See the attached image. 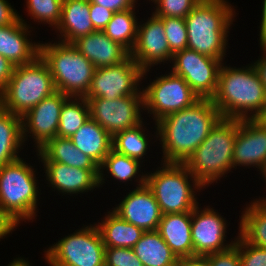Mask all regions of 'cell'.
<instances>
[{
  "label": "cell",
  "mask_w": 266,
  "mask_h": 266,
  "mask_svg": "<svg viewBox=\"0 0 266 266\" xmlns=\"http://www.w3.org/2000/svg\"><path fill=\"white\" fill-rule=\"evenodd\" d=\"M221 118L211 99L200 98L157 121L155 135L162 145L161 162L184 163Z\"/></svg>",
  "instance_id": "obj_1"
},
{
  "label": "cell",
  "mask_w": 266,
  "mask_h": 266,
  "mask_svg": "<svg viewBox=\"0 0 266 266\" xmlns=\"http://www.w3.org/2000/svg\"><path fill=\"white\" fill-rule=\"evenodd\" d=\"M211 100L222 118L253 119L266 103V91L252 63L242 68L223 63Z\"/></svg>",
  "instance_id": "obj_2"
},
{
  "label": "cell",
  "mask_w": 266,
  "mask_h": 266,
  "mask_svg": "<svg viewBox=\"0 0 266 266\" xmlns=\"http://www.w3.org/2000/svg\"><path fill=\"white\" fill-rule=\"evenodd\" d=\"M235 14L227 0H201L185 17L187 48L223 61Z\"/></svg>",
  "instance_id": "obj_3"
},
{
  "label": "cell",
  "mask_w": 266,
  "mask_h": 266,
  "mask_svg": "<svg viewBox=\"0 0 266 266\" xmlns=\"http://www.w3.org/2000/svg\"><path fill=\"white\" fill-rule=\"evenodd\" d=\"M237 119L221 118L207 138L184 162L193 177L205 188L233 168Z\"/></svg>",
  "instance_id": "obj_4"
},
{
  "label": "cell",
  "mask_w": 266,
  "mask_h": 266,
  "mask_svg": "<svg viewBox=\"0 0 266 266\" xmlns=\"http://www.w3.org/2000/svg\"><path fill=\"white\" fill-rule=\"evenodd\" d=\"M39 56L47 64L57 91L68 97L88 94L96 68L72 43H40Z\"/></svg>",
  "instance_id": "obj_5"
},
{
  "label": "cell",
  "mask_w": 266,
  "mask_h": 266,
  "mask_svg": "<svg viewBox=\"0 0 266 266\" xmlns=\"http://www.w3.org/2000/svg\"><path fill=\"white\" fill-rule=\"evenodd\" d=\"M56 91L47 64L38 56L32 63L15 66L12 77L0 92V107L22 117Z\"/></svg>",
  "instance_id": "obj_6"
},
{
  "label": "cell",
  "mask_w": 266,
  "mask_h": 266,
  "mask_svg": "<svg viewBox=\"0 0 266 266\" xmlns=\"http://www.w3.org/2000/svg\"><path fill=\"white\" fill-rule=\"evenodd\" d=\"M161 163L158 170L146 173V185L153 192L162 214L192 212L199 205L195 193L204 187L184 163Z\"/></svg>",
  "instance_id": "obj_7"
},
{
  "label": "cell",
  "mask_w": 266,
  "mask_h": 266,
  "mask_svg": "<svg viewBox=\"0 0 266 266\" xmlns=\"http://www.w3.org/2000/svg\"><path fill=\"white\" fill-rule=\"evenodd\" d=\"M23 160L19 158L0 168V205L17 225L37 216L40 190L36 170Z\"/></svg>",
  "instance_id": "obj_8"
},
{
  "label": "cell",
  "mask_w": 266,
  "mask_h": 266,
  "mask_svg": "<svg viewBox=\"0 0 266 266\" xmlns=\"http://www.w3.org/2000/svg\"><path fill=\"white\" fill-rule=\"evenodd\" d=\"M44 252L49 266H105V245L96 223L75 230Z\"/></svg>",
  "instance_id": "obj_9"
},
{
  "label": "cell",
  "mask_w": 266,
  "mask_h": 266,
  "mask_svg": "<svg viewBox=\"0 0 266 266\" xmlns=\"http://www.w3.org/2000/svg\"><path fill=\"white\" fill-rule=\"evenodd\" d=\"M142 92L144 110L153 115L155 123L200 99L186 81L172 71L156 77L145 89L142 88Z\"/></svg>",
  "instance_id": "obj_10"
},
{
  "label": "cell",
  "mask_w": 266,
  "mask_h": 266,
  "mask_svg": "<svg viewBox=\"0 0 266 266\" xmlns=\"http://www.w3.org/2000/svg\"><path fill=\"white\" fill-rule=\"evenodd\" d=\"M90 118L103 127L112 137L120 131L134 128L143 122V92L138 95L106 98H86Z\"/></svg>",
  "instance_id": "obj_11"
},
{
  "label": "cell",
  "mask_w": 266,
  "mask_h": 266,
  "mask_svg": "<svg viewBox=\"0 0 266 266\" xmlns=\"http://www.w3.org/2000/svg\"><path fill=\"white\" fill-rule=\"evenodd\" d=\"M222 62L185 48L173 55L171 71L182 77L199 98L211 99L217 90Z\"/></svg>",
  "instance_id": "obj_12"
},
{
  "label": "cell",
  "mask_w": 266,
  "mask_h": 266,
  "mask_svg": "<svg viewBox=\"0 0 266 266\" xmlns=\"http://www.w3.org/2000/svg\"><path fill=\"white\" fill-rule=\"evenodd\" d=\"M143 69L130 56L124 62L95 69L88 94L85 98L113 100L122 96L138 95Z\"/></svg>",
  "instance_id": "obj_13"
},
{
  "label": "cell",
  "mask_w": 266,
  "mask_h": 266,
  "mask_svg": "<svg viewBox=\"0 0 266 266\" xmlns=\"http://www.w3.org/2000/svg\"><path fill=\"white\" fill-rule=\"evenodd\" d=\"M173 55L160 17L152 13L145 23H138L137 39L130 56L144 70L143 75L147 76L154 65L172 61Z\"/></svg>",
  "instance_id": "obj_14"
},
{
  "label": "cell",
  "mask_w": 266,
  "mask_h": 266,
  "mask_svg": "<svg viewBox=\"0 0 266 266\" xmlns=\"http://www.w3.org/2000/svg\"><path fill=\"white\" fill-rule=\"evenodd\" d=\"M210 206L204 209L197 205L192 211L191 234L193 255H208L224 251L235 244L234 241H226V218Z\"/></svg>",
  "instance_id": "obj_15"
},
{
  "label": "cell",
  "mask_w": 266,
  "mask_h": 266,
  "mask_svg": "<svg viewBox=\"0 0 266 266\" xmlns=\"http://www.w3.org/2000/svg\"><path fill=\"white\" fill-rule=\"evenodd\" d=\"M68 98L62 92L56 91L22 116L24 143L28 136H31L36 145L34 147L38 150L48 140L57 136L61 108ZM29 133L31 135H28Z\"/></svg>",
  "instance_id": "obj_16"
},
{
  "label": "cell",
  "mask_w": 266,
  "mask_h": 266,
  "mask_svg": "<svg viewBox=\"0 0 266 266\" xmlns=\"http://www.w3.org/2000/svg\"><path fill=\"white\" fill-rule=\"evenodd\" d=\"M129 191L113 211L144 232L158 230L163 214L151 189L145 184Z\"/></svg>",
  "instance_id": "obj_17"
},
{
  "label": "cell",
  "mask_w": 266,
  "mask_h": 266,
  "mask_svg": "<svg viewBox=\"0 0 266 266\" xmlns=\"http://www.w3.org/2000/svg\"><path fill=\"white\" fill-rule=\"evenodd\" d=\"M266 162V128L254 119H237V134L233 150V168L256 167L260 171Z\"/></svg>",
  "instance_id": "obj_18"
},
{
  "label": "cell",
  "mask_w": 266,
  "mask_h": 266,
  "mask_svg": "<svg viewBox=\"0 0 266 266\" xmlns=\"http://www.w3.org/2000/svg\"><path fill=\"white\" fill-rule=\"evenodd\" d=\"M46 180L59 193L80 194L99 188V171L74 168L59 162H42Z\"/></svg>",
  "instance_id": "obj_19"
},
{
  "label": "cell",
  "mask_w": 266,
  "mask_h": 266,
  "mask_svg": "<svg viewBox=\"0 0 266 266\" xmlns=\"http://www.w3.org/2000/svg\"><path fill=\"white\" fill-rule=\"evenodd\" d=\"M29 28L32 27L20 15L15 23L0 26V55L14 66L32 63L39 56L40 43L32 42L27 37L31 36Z\"/></svg>",
  "instance_id": "obj_20"
},
{
  "label": "cell",
  "mask_w": 266,
  "mask_h": 266,
  "mask_svg": "<svg viewBox=\"0 0 266 266\" xmlns=\"http://www.w3.org/2000/svg\"><path fill=\"white\" fill-rule=\"evenodd\" d=\"M95 68L118 65L130 57L121 44L112 41L103 31H95L72 43Z\"/></svg>",
  "instance_id": "obj_21"
},
{
  "label": "cell",
  "mask_w": 266,
  "mask_h": 266,
  "mask_svg": "<svg viewBox=\"0 0 266 266\" xmlns=\"http://www.w3.org/2000/svg\"><path fill=\"white\" fill-rule=\"evenodd\" d=\"M56 29L60 33L59 41L64 43H73L78 38L95 32L90 19V1L63 0L61 18Z\"/></svg>",
  "instance_id": "obj_22"
},
{
  "label": "cell",
  "mask_w": 266,
  "mask_h": 266,
  "mask_svg": "<svg viewBox=\"0 0 266 266\" xmlns=\"http://www.w3.org/2000/svg\"><path fill=\"white\" fill-rule=\"evenodd\" d=\"M192 212L163 214L158 232L177 258L193 255Z\"/></svg>",
  "instance_id": "obj_23"
},
{
  "label": "cell",
  "mask_w": 266,
  "mask_h": 266,
  "mask_svg": "<svg viewBox=\"0 0 266 266\" xmlns=\"http://www.w3.org/2000/svg\"><path fill=\"white\" fill-rule=\"evenodd\" d=\"M36 151L41 162H59L74 168L99 170V165L76 148L70 138L56 136Z\"/></svg>",
  "instance_id": "obj_24"
},
{
  "label": "cell",
  "mask_w": 266,
  "mask_h": 266,
  "mask_svg": "<svg viewBox=\"0 0 266 266\" xmlns=\"http://www.w3.org/2000/svg\"><path fill=\"white\" fill-rule=\"evenodd\" d=\"M76 148L99 166L112 150L113 137L96 121L89 118L70 138Z\"/></svg>",
  "instance_id": "obj_25"
},
{
  "label": "cell",
  "mask_w": 266,
  "mask_h": 266,
  "mask_svg": "<svg viewBox=\"0 0 266 266\" xmlns=\"http://www.w3.org/2000/svg\"><path fill=\"white\" fill-rule=\"evenodd\" d=\"M107 213L101 222L96 223L105 248H133L144 231L122 219L113 210Z\"/></svg>",
  "instance_id": "obj_26"
},
{
  "label": "cell",
  "mask_w": 266,
  "mask_h": 266,
  "mask_svg": "<svg viewBox=\"0 0 266 266\" xmlns=\"http://www.w3.org/2000/svg\"><path fill=\"white\" fill-rule=\"evenodd\" d=\"M22 145V117L0 107V168L21 158L18 153Z\"/></svg>",
  "instance_id": "obj_27"
},
{
  "label": "cell",
  "mask_w": 266,
  "mask_h": 266,
  "mask_svg": "<svg viewBox=\"0 0 266 266\" xmlns=\"http://www.w3.org/2000/svg\"><path fill=\"white\" fill-rule=\"evenodd\" d=\"M133 250L143 266H177L178 264V258L157 230L144 232Z\"/></svg>",
  "instance_id": "obj_28"
},
{
  "label": "cell",
  "mask_w": 266,
  "mask_h": 266,
  "mask_svg": "<svg viewBox=\"0 0 266 266\" xmlns=\"http://www.w3.org/2000/svg\"><path fill=\"white\" fill-rule=\"evenodd\" d=\"M239 217V234L248 243L266 249V201L254 199Z\"/></svg>",
  "instance_id": "obj_29"
},
{
  "label": "cell",
  "mask_w": 266,
  "mask_h": 266,
  "mask_svg": "<svg viewBox=\"0 0 266 266\" xmlns=\"http://www.w3.org/2000/svg\"><path fill=\"white\" fill-rule=\"evenodd\" d=\"M141 163H143V161L140 162L139 160L130 158L126 155L119 154L112 149L99 166V186L105 183V175L103 174L105 169L106 172L108 171L110 173L111 177L113 176L112 178H115V180L117 179L120 182L123 181V183H126L128 181H132V178H138L135 180L139 183L137 184V187L145 185L146 174L143 172L141 175L138 174L141 173V170L139 172V169H141L142 165Z\"/></svg>",
  "instance_id": "obj_30"
},
{
  "label": "cell",
  "mask_w": 266,
  "mask_h": 266,
  "mask_svg": "<svg viewBox=\"0 0 266 266\" xmlns=\"http://www.w3.org/2000/svg\"><path fill=\"white\" fill-rule=\"evenodd\" d=\"M135 7L124 11L114 12L103 32L112 40L131 52L137 39L138 18Z\"/></svg>",
  "instance_id": "obj_31"
},
{
  "label": "cell",
  "mask_w": 266,
  "mask_h": 266,
  "mask_svg": "<svg viewBox=\"0 0 266 266\" xmlns=\"http://www.w3.org/2000/svg\"><path fill=\"white\" fill-rule=\"evenodd\" d=\"M90 118V110L85 97H69L60 112L57 136L71 138Z\"/></svg>",
  "instance_id": "obj_32"
},
{
  "label": "cell",
  "mask_w": 266,
  "mask_h": 266,
  "mask_svg": "<svg viewBox=\"0 0 266 266\" xmlns=\"http://www.w3.org/2000/svg\"><path fill=\"white\" fill-rule=\"evenodd\" d=\"M144 122L131 129L117 132L113 136L112 149L117 153L139 160L147 154L149 140L145 135ZM144 128V129H143ZM143 157V158H142Z\"/></svg>",
  "instance_id": "obj_33"
},
{
  "label": "cell",
  "mask_w": 266,
  "mask_h": 266,
  "mask_svg": "<svg viewBox=\"0 0 266 266\" xmlns=\"http://www.w3.org/2000/svg\"><path fill=\"white\" fill-rule=\"evenodd\" d=\"M27 12L31 19L36 22L49 24L54 29L58 26L61 18L63 0H26ZM38 20V21H37Z\"/></svg>",
  "instance_id": "obj_34"
},
{
  "label": "cell",
  "mask_w": 266,
  "mask_h": 266,
  "mask_svg": "<svg viewBox=\"0 0 266 266\" xmlns=\"http://www.w3.org/2000/svg\"><path fill=\"white\" fill-rule=\"evenodd\" d=\"M163 20L164 31L170 51L175 54L187 48V29L185 18L160 17Z\"/></svg>",
  "instance_id": "obj_35"
},
{
  "label": "cell",
  "mask_w": 266,
  "mask_h": 266,
  "mask_svg": "<svg viewBox=\"0 0 266 266\" xmlns=\"http://www.w3.org/2000/svg\"><path fill=\"white\" fill-rule=\"evenodd\" d=\"M201 0H152L158 17L185 18Z\"/></svg>",
  "instance_id": "obj_36"
},
{
  "label": "cell",
  "mask_w": 266,
  "mask_h": 266,
  "mask_svg": "<svg viewBox=\"0 0 266 266\" xmlns=\"http://www.w3.org/2000/svg\"><path fill=\"white\" fill-rule=\"evenodd\" d=\"M238 252L241 266H266V249L248 243L238 234Z\"/></svg>",
  "instance_id": "obj_37"
},
{
  "label": "cell",
  "mask_w": 266,
  "mask_h": 266,
  "mask_svg": "<svg viewBox=\"0 0 266 266\" xmlns=\"http://www.w3.org/2000/svg\"><path fill=\"white\" fill-rule=\"evenodd\" d=\"M105 266H143L133 248H105Z\"/></svg>",
  "instance_id": "obj_38"
},
{
  "label": "cell",
  "mask_w": 266,
  "mask_h": 266,
  "mask_svg": "<svg viewBox=\"0 0 266 266\" xmlns=\"http://www.w3.org/2000/svg\"><path fill=\"white\" fill-rule=\"evenodd\" d=\"M234 245L224 251L208 254L210 266H241L238 252V236Z\"/></svg>",
  "instance_id": "obj_39"
},
{
  "label": "cell",
  "mask_w": 266,
  "mask_h": 266,
  "mask_svg": "<svg viewBox=\"0 0 266 266\" xmlns=\"http://www.w3.org/2000/svg\"><path fill=\"white\" fill-rule=\"evenodd\" d=\"M114 12L107 8L90 2V19L95 31H103L112 19Z\"/></svg>",
  "instance_id": "obj_40"
},
{
  "label": "cell",
  "mask_w": 266,
  "mask_h": 266,
  "mask_svg": "<svg viewBox=\"0 0 266 266\" xmlns=\"http://www.w3.org/2000/svg\"><path fill=\"white\" fill-rule=\"evenodd\" d=\"M113 12L124 11L136 7V0H89Z\"/></svg>",
  "instance_id": "obj_41"
},
{
  "label": "cell",
  "mask_w": 266,
  "mask_h": 266,
  "mask_svg": "<svg viewBox=\"0 0 266 266\" xmlns=\"http://www.w3.org/2000/svg\"><path fill=\"white\" fill-rule=\"evenodd\" d=\"M19 19V14L7 0H0V26H8Z\"/></svg>",
  "instance_id": "obj_42"
},
{
  "label": "cell",
  "mask_w": 266,
  "mask_h": 266,
  "mask_svg": "<svg viewBox=\"0 0 266 266\" xmlns=\"http://www.w3.org/2000/svg\"><path fill=\"white\" fill-rule=\"evenodd\" d=\"M15 66L4 56L0 55V92L12 77Z\"/></svg>",
  "instance_id": "obj_43"
},
{
  "label": "cell",
  "mask_w": 266,
  "mask_h": 266,
  "mask_svg": "<svg viewBox=\"0 0 266 266\" xmlns=\"http://www.w3.org/2000/svg\"><path fill=\"white\" fill-rule=\"evenodd\" d=\"M18 225L4 212L0 205V239L12 233Z\"/></svg>",
  "instance_id": "obj_44"
},
{
  "label": "cell",
  "mask_w": 266,
  "mask_h": 266,
  "mask_svg": "<svg viewBox=\"0 0 266 266\" xmlns=\"http://www.w3.org/2000/svg\"><path fill=\"white\" fill-rule=\"evenodd\" d=\"M177 266H210L207 255H192L178 258Z\"/></svg>",
  "instance_id": "obj_45"
},
{
  "label": "cell",
  "mask_w": 266,
  "mask_h": 266,
  "mask_svg": "<svg viewBox=\"0 0 266 266\" xmlns=\"http://www.w3.org/2000/svg\"><path fill=\"white\" fill-rule=\"evenodd\" d=\"M261 51L263 50V56L252 64L255 69L262 85L266 91V45H260Z\"/></svg>",
  "instance_id": "obj_46"
},
{
  "label": "cell",
  "mask_w": 266,
  "mask_h": 266,
  "mask_svg": "<svg viewBox=\"0 0 266 266\" xmlns=\"http://www.w3.org/2000/svg\"><path fill=\"white\" fill-rule=\"evenodd\" d=\"M263 6H262V19H261V25L259 26L260 28V33H259V41L260 45H266V0H263Z\"/></svg>",
  "instance_id": "obj_47"
},
{
  "label": "cell",
  "mask_w": 266,
  "mask_h": 266,
  "mask_svg": "<svg viewBox=\"0 0 266 266\" xmlns=\"http://www.w3.org/2000/svg\"><path fill=\"white\" fill-rule=\"evenodd\" d=\"M253 119L262 127L266 128V103L261 111Z\"/></svg>",
  "instance_id": "obj_48"
},
{
  "label": "cell",
  "mask_w": 266,
  "mask_h": 266,
  "mask_svg": "<svg viewBox=\"0 0 266 266\" xmlns=\"http://www.w3.org/2000/svg\"><path fill=\"white\" fill-rule=\"evenodd\" d=\"M7 266H31L27 260L23 258H15L10 264Z\"/></svg>",
  "instance_id": "obj_49"
},
{
  "label": "cell",
  "mask_w": 266,
  "mask_h": 266,
  "mask_svg": "<svg viewBox=\"0 0 266 266\" xmlns=\"http://www.w3.org/2000/svg\"><path fill=\"white\" fill-rule=\"evenodd\" d=\"M260 172L262 173V175H263L262 177L264 178L265 183H266V162H265V164H264V166H263V168L261 169ZM259 200H264V201H266V197L263 198V199H260V198H259Z\"/></svg>",
  "instance_id": "obj_50"
}]
</instances>
